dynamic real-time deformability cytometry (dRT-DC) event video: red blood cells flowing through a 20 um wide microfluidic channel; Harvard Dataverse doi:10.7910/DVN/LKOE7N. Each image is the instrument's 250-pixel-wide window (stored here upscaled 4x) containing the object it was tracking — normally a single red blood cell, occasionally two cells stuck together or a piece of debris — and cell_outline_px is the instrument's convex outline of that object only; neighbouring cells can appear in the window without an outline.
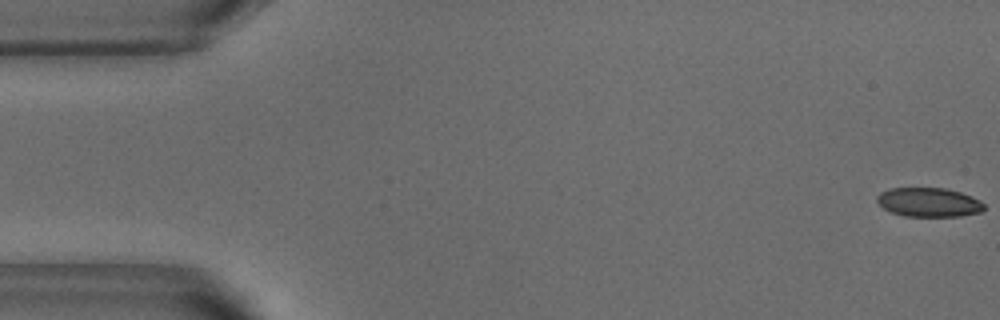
{"species": "common noctule bat (a hibernating species)", "species_latin": "Nyctalus noctula", "temperature_condition": "warm", "stored_images_in_passage": 52, "camera_frame_rate_fps": 3000, "um_per_image_px": 0.085, "animal": {"sex": "male", "body_mass_g": 18.8}, "frame": {"image": 1, "passage_image": 1, "time_ms": 0.0, "image_size_px": [1000, 320], "cell_outline_px": [[984, 208], [980, 212], [960, 216], [904, 216], [892, 212], [884, 208], [876, 200], [876, 196], [880, 192], [892, 188], [948, 188], [972, 196], [980, 200], [984, 204]], "centroid_in_image_um": [78.95, 17.18], "position_along_channel_um": 6.0, "area_um2": 18.15}}
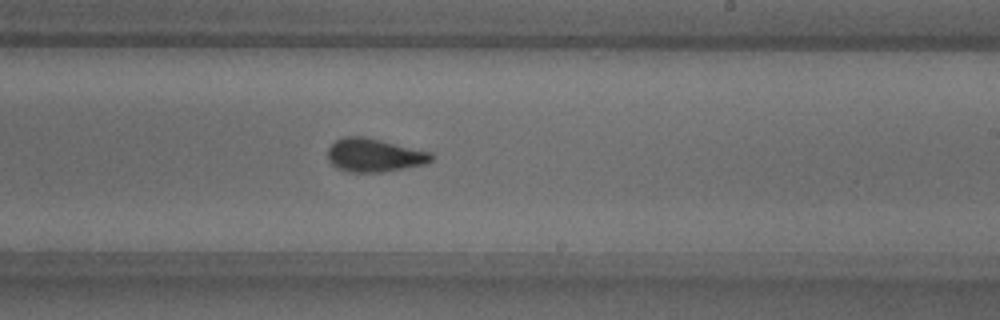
{"frame": {"image": 2, "passage_image": 31, "time_ms": 10.0, "image_size_px": [1000, 320], "cell_outline_px": [[436, 156], [428, 164], [380, 172], [348, 172], [336, 168], [328, 160], [328, 148], [336, 140], [344, 136], [364, 136], [432, 152]], "centroid_in_image_um": [31.84, 13.19], "position_along_channel_um": 257.2, "area_um2": 20.35}}
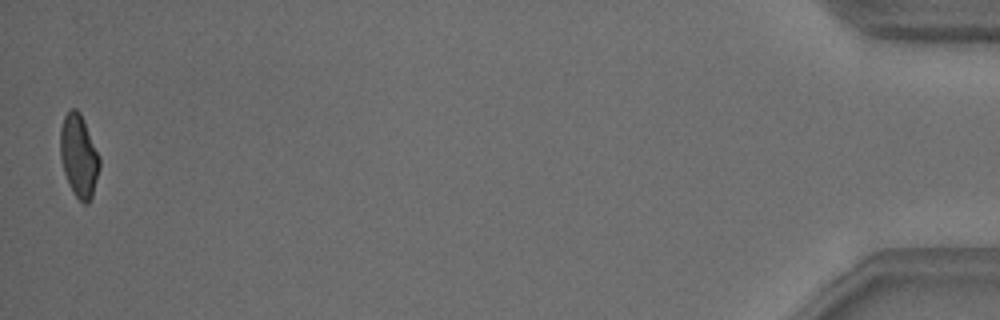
{"frame": {"image": 3, "passage_image": 52, "time_ms": 17.0, "image_size_px": [1000, 320], "cell_outline_px": [[100, 168], [92, 196], [88, 204], [84, 204], [72, 192], [68, 184], [64, 172], [60, 156], [60, 128], [64, 116], [72, 108], [76, 108], [80, 112], [100, 156]], "centroid_in_image_um": [6.7, 13.26], "position_along_channel_um": 428.5, "area_um2": 19.02}, "authors_computed_cell_mechanics": {"area_um2": 19.5942, "velocity_mm_per_s": 3.8434, "shape_relaxation_time_tau1_ms": 4.0793, "shape_relaxation_time_tau2_ms": 1.8727, "deformation_change_tau1": 0.1333, "deformation_change_tau2": 0.068}}